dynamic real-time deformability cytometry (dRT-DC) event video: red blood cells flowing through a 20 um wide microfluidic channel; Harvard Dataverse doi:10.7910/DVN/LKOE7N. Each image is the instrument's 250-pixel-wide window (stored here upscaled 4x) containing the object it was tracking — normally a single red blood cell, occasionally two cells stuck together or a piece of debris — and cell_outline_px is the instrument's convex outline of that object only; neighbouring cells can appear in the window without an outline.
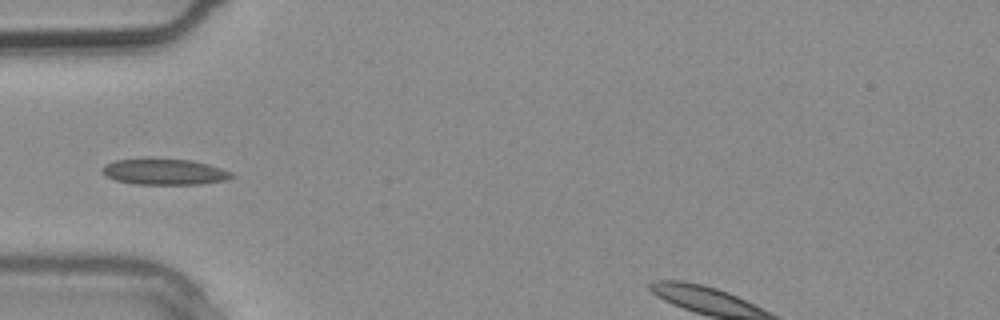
{"species": "common noctule bat (a hibernating species)", "species_latin": "Nyctalus noctula", "temperature_condition": "warm", "stored_images_in_passage": 3, "camera_frame_rate_fps": 3000, "um_per_image_px": 0.085, "animal": {"sex": "male", "body_mass_g": 20.4}, "frame": {"image": 1, "passage_image": 3, "time_ms": 0.667, "image_size_px": [1000, 320], "cell_outline_px": [[236, 176], [224, 180], [200, 184], [136, 184], [116, 180], [108, 176], [100, 168], [104, 164], [116, 160], [192, 160], [208, 164], [232, 172]], "centroid_in_image_um": [14.01, 14.62], "position_along_channel_um": 71.0, "area_um2": 19.02}}